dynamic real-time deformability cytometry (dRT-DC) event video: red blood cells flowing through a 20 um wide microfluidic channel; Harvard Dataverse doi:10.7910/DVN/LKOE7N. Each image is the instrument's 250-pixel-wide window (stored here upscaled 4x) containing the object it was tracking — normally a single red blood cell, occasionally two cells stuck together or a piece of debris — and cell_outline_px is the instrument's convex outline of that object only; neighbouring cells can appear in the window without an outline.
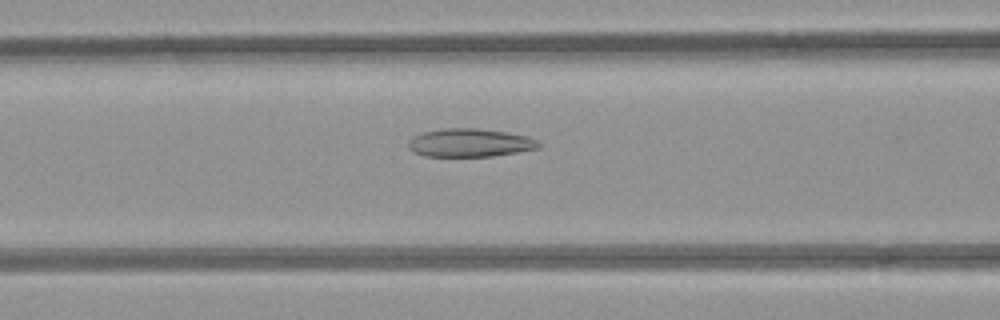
{"species": "common noctule bat (a hibernating species)", "species_latin": "Nyctalus noctula", "temperature_condition": "room temperature", "stored_images_in_passage": 43, "camera_frame_rate_fps": 3000, "um_per_image_px": 0.085, "animal": {"sex": "female", "body_mass_g": 21.9}, "frame": {"image": 1, "passage_image": 18, "time_ms": 5.667, "image_size_px": [1000, 320], "cell_outline_px": [[540, 148], [492, 156], [424, 156], [412, 152], [408, 148], [408, 140], [424, 132], [444, 128], [476, 128], [504, 132], [528, 136], [536, 140], [540, 144]], "centroid_in_image_um": [39.92, 12.14], "position_along_channel_um": 126.7, "area_um2": 21.33}}
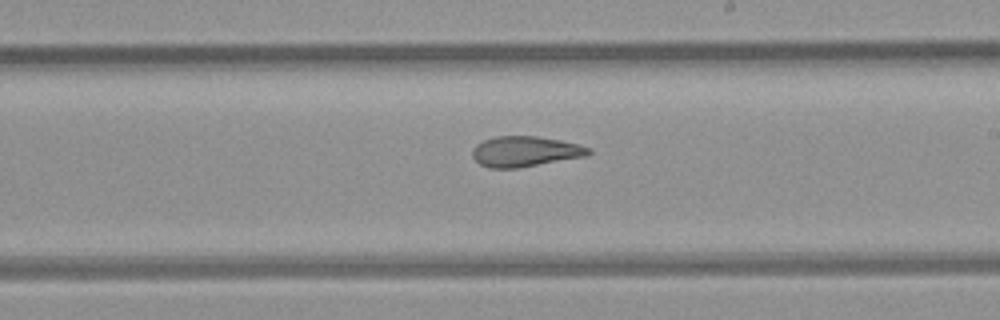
{"frame": {"image": 2, "passage_image": 27, "time_ms": 8.667, "image_size_px": [1000, 320], "cell_outline_px": [[592, 152], [588, 156], [516, 168], [488, 168], [480, 164], [472, 156], [472, 148], [476, 144], [484, 140], [496, 136], [536, 136], [560, 140], [580, 144], [592, 148]], "centroid_in_image_um": [44.66, 12.87], "position_along_channel_um": 244.3, "area_um2": 20.75}}
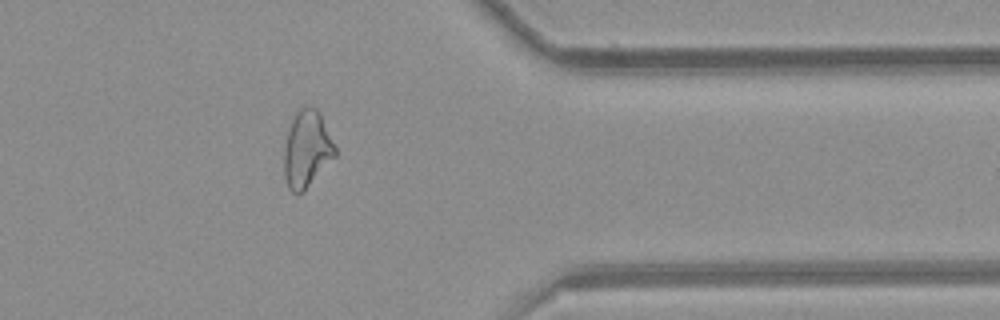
{"frame": {"image": 3, "passage_image": 39, "time_ms": 12.667, "image_size_px": [1000, 320], "cell_outline_px": [[336, 156], [296, 196], [288, 188], [284, 176], [284, 148], [288, 128], [296, 112], [304, 104], [316, 108], [320, 112], [336, 148]], "centroid_in_image_um": [26.06, 12.62], "position_along_channel_um": 385.3, "area_um2": 22.66}, "authors_computed_cell_mechanics": {"area_um2": 22.5998, "velocity_mm_per_s": 3.9286, "shape_relaxation_time_tau1_ms": null, "shape_relaxation_time_tau2_ms": 3.0277, "deformation_change_tau1": null, "deformation_change_tau2": 0.1052}}